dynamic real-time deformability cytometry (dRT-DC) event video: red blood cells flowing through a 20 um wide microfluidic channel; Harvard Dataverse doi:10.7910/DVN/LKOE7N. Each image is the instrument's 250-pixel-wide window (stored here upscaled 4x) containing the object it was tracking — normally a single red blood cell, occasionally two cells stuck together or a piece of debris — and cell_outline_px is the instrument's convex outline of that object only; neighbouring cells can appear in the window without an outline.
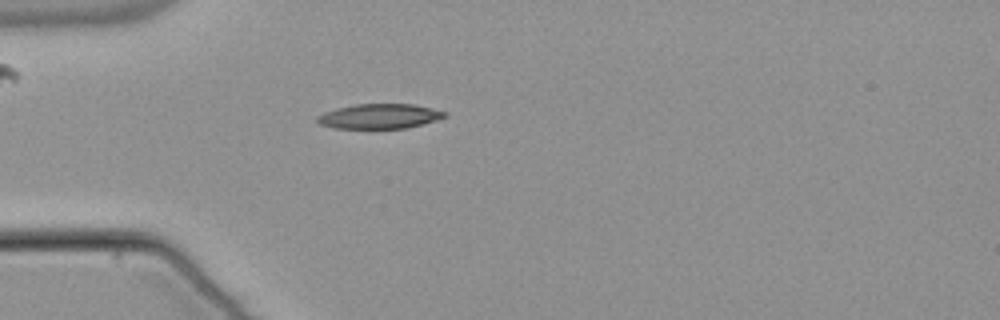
{"species": "common noctule bat (a hibernating species)", "species_latin": "Nyctalus noctula", "temperature_condition": "warm", "stored_images_in_passage": 39, "camera_frame_rate_fps": 3000, "um_per_image_px": 0.085, "animal": {"sex": "male", "body_mass_g": 21.5, "forearm_length_mm": 52.0}, "frame": {"image": 1, "passage_image": 1, "time_ms": 0.0, "image_size_px": [1000, 320], "cell_outline_px": [[448, 116], [436, 120], [404, 128], [336, 128], [320, 124], [316, 120], [316, 116], [324, 112], [336, 108], [356, 104], [412, 104], [432, 108], [448, 112]], "centroid_in_image_um": [32.25, 9.87], "position_along_channel_um": 52.7, "area_um2": 18.32}}
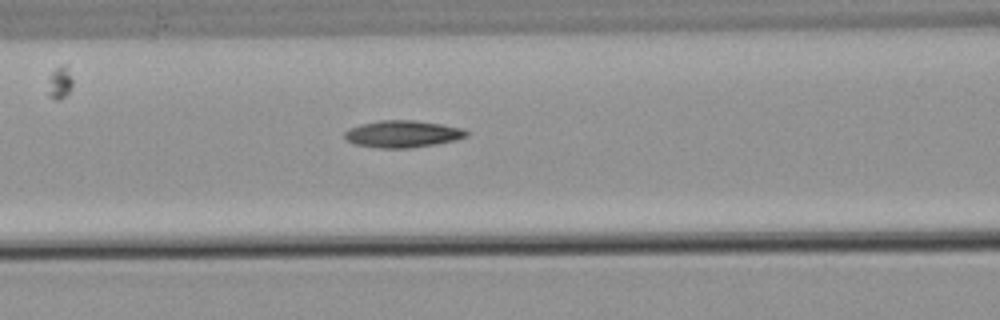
{"frame": {"image": 2, "passage_image": 8, "time_ms": 2.333, "image_size_px": [1000, 320], "cell_outline_px": [[468, 136], [456, 140], [436, 144], [408, 148], [380, 148], [356, 144], [348, 140], [344, 136], [344, 132], [348, 128], [360, 124], [380, 120], [416, 120], [444, 124], [464, 128], [468, 132]], "centroid_in_image_um": [34.26, 11.37], "position_along_channel_um": 132.3, "area_um2": 19.31}}
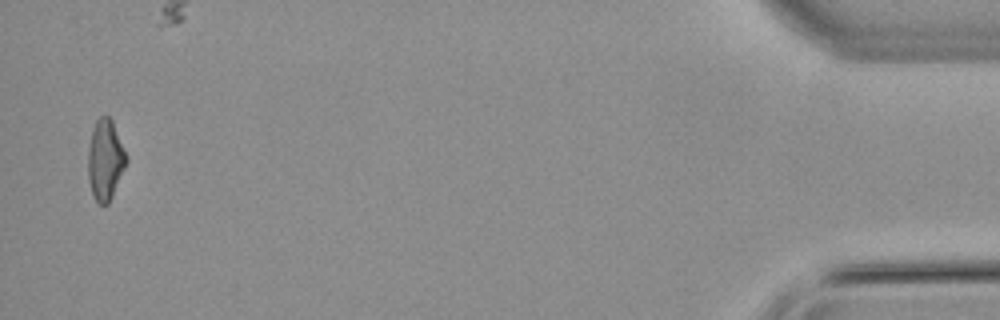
{"frame": {"image": 3, "passage_image": 38, "time_ms": 12.333, "image_size_px": [1000, 320], "cell_outline_px": [[128, 160], [112, 196], [108, 204], [100, 204], [92, 196], [88, 180], [88, 148], [92, 128], [96, 120], [100, 116], [108, 116], [112, 120], [128, 156]], "centroid_in_image_um": [8.94, 13.58], "position_along_channel_um": 426.3, "area_um2": 18.09}, "authors_computed_cell_mechanics": {"area_um2": 18.207, "velocity_mm_per_s": 3.8254, "shape_relaxation_time_tau1_ms": null, "shape_relaxation_time_tau2_ms": 3.3897, "deformation_change_tau1": null, "deformation_change_tau2": 0.1126}}